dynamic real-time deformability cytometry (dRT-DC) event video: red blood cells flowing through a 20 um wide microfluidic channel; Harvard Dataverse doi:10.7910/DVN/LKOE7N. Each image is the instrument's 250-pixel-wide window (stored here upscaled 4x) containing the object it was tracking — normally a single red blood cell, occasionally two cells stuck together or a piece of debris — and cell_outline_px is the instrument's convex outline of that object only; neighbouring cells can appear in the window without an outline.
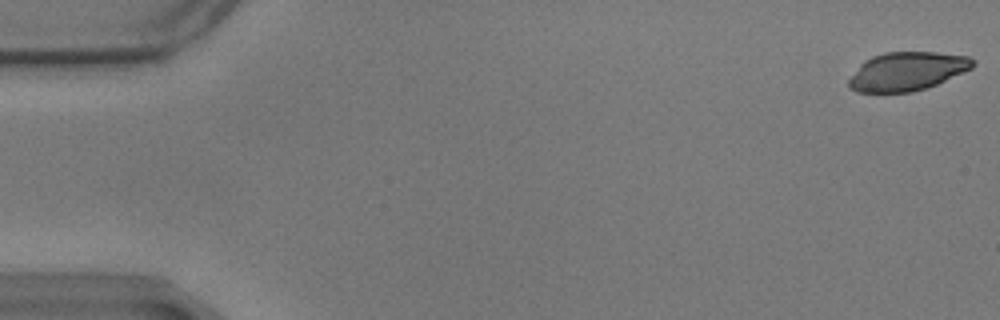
{"species": "common noctule bat (a hibernating species)", "species_latin": "Nyctalus noctula", "temperature_condition": "warm", "stored_images_in_passage": 9, "camera_frame_rate_fps": 3000, "um_per_image_px": 0.085, "animal": {"sex": "male", "body_mass_g": 17.9}, "frame": {"image": 1, "passage_image": 1, "time_ms": 0.0, "image_size_px": [1000, 320], "cell_outline_px": [[976, 64], [972, 68], [936, 84], [912, 92], [856, 92], [848, 88], [848, 80], [860, 64], [864, 60], [872, 56], [884, 52], [936, 52], [968, 56], [976, 60]], "centroid_in_image_um": [77.09, 6.05], "position_along_channel_um": 7.9, "area_um2": 27.92}}